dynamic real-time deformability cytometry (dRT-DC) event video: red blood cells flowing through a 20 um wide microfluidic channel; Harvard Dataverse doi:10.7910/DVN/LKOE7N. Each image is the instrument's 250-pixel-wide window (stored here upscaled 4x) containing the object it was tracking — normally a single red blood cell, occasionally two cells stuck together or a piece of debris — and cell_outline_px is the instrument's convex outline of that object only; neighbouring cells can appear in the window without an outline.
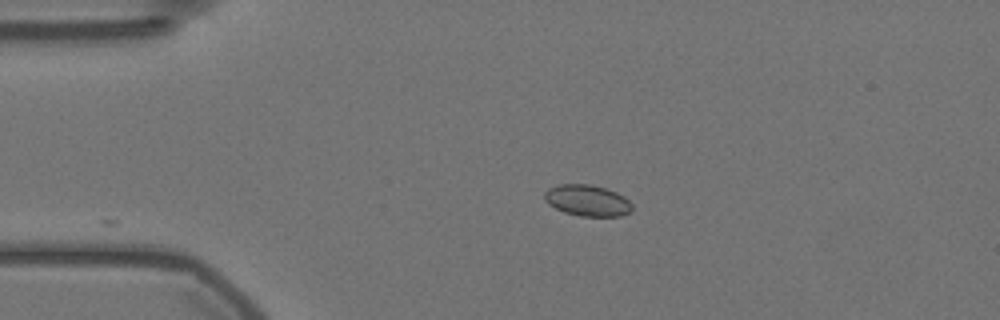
{"species": "Egyptian fruit bat (a non-hibernating species)", "species_latin": "Rousettus aegyptiacus", "temperature_condition": "warm", "stored_images_in_passage": 9, "camera_frame_rate_fps": 3000, "um_per_image_px": 0.085, "animal": {"sex": "female"}, "frame": {"image": 1, "passage_image": 1, "time_ms": 0.0, "image_size_px": [1000, 320], "cell_outline_px": [[632, 212], [620, 216], [580, 216], [564, 212], [548, 204], [544, 200], [544, 192], [548, 188], [560, 184], [592, 184], [616, 192], [624, 196], [632, 204]], "centroid_in_image_um": [49.92, 17.04], "position_along_channel_um": 35.1, "area_um2": 16.07}}
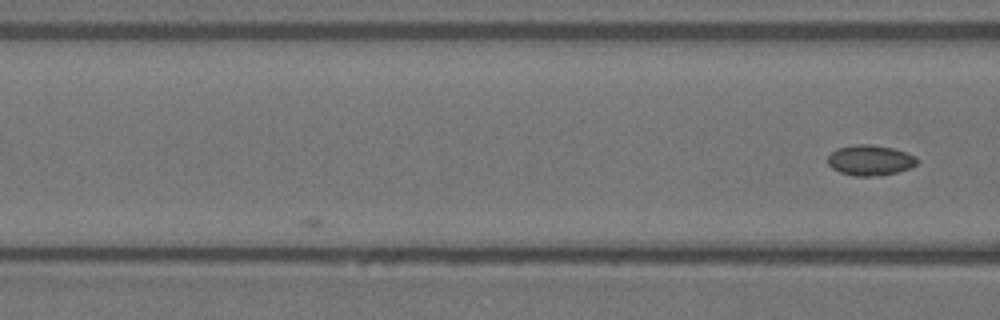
{"frame": {"image": 2, "passage_image": 9, "time_ms": 2.667, "image_size_px": [1000, 320], "cell_outline_px": [[920, 160], [916, 164], [900, 172], [872, 176], [852, 176], [840, 172], [832, 168], [828, 164], [828, 156], [836, 148], [856, 144], [868, 144], [892, 148], [916, 156]], "centroid_in_image_um": [73.95, 13.62], "position_along_channel_um": 92.6, "area_um2": 15.84}}